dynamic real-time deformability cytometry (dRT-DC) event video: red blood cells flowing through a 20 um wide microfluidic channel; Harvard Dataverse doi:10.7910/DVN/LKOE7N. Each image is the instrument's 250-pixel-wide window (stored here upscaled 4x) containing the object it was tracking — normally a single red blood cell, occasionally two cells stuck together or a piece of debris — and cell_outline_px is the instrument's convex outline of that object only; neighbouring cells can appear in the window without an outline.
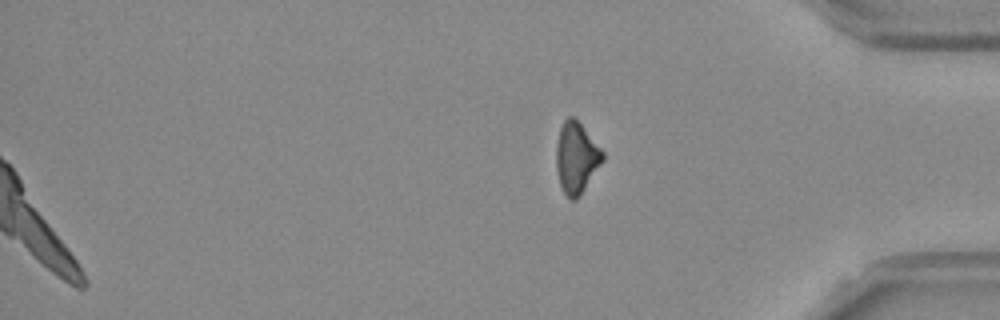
{"species": "Egyptian fruit bat (a non-hibernating species)", "species_latin": "Rousettus aegyptiacus", "temperature_condition": "room temperature", "stored_images_in_passage": 53, "camera_frame_rate_fps": 3000, "um_per_image_px": 0.085, "frame": {"image": 1, "passage_image": 53, "time_ms": 17.333, "image_size_px": [1000, 320], "cell_outline_px": [[604, 160], [580, 196], [576, 200], [568, 200], [560, 184], [556, 168], [556, 144], [560, 128], [564, 120], [568, 116], [572, 116], [580, 124], [604, 152]], "centroid_in_image_um": [48.98, 13.44], "position_along_channel_um": 386.2, "area_um2": 19.19}}